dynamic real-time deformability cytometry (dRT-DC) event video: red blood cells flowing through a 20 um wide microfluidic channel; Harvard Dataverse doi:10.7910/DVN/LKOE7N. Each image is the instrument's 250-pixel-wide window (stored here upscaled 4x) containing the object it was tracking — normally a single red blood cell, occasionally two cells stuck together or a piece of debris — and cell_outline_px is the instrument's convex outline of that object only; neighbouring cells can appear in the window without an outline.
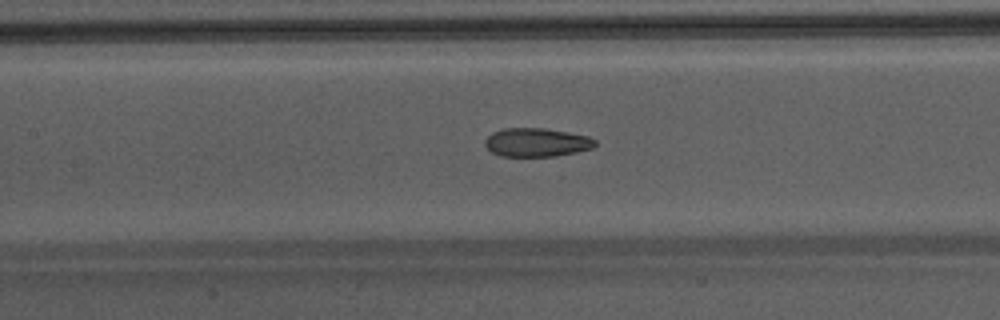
{"species": "Egyptian fruit bat (a non-hibernating species)", "species_latin": "Rousettus aegyptiacus", "temperature_condition": "warm", "stored_images_in_passage": 39, "camera_frame_rate_fps": 3000, "um_per_image_px": 0.085, "animal": {"sex": "male"}, "frame": {"image": 1, "passage_image": 15, "time_ms": 4.667, "image_size_px": [1000, 320], "cell_outline_px": [[596, 144], [592, 148], [576, 152], [556, 156], [500, 156], [492, 152], [484, 144], [484, 140], [492, 132], [504, 128], [544, 128], [568, 132], [588, 136], [596, 140]], "centroid_in_image_um": [45.6, 12.1], "position_along_channel_um": 161.8, "area_um2": 18.38}}
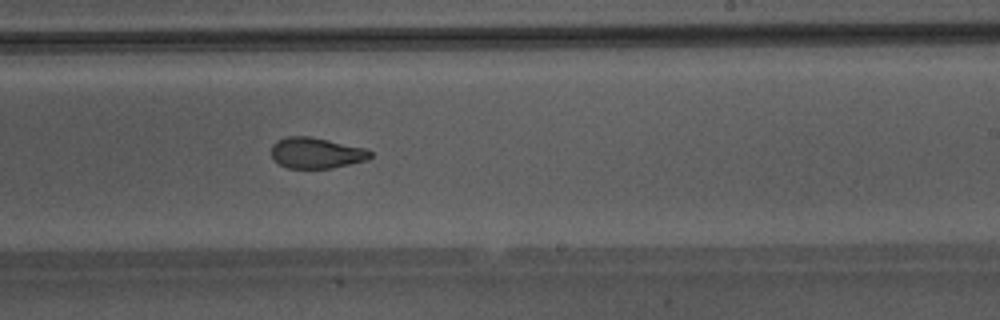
{"frame": {"image": 2, "passage_image": 22, "time_ms": 7.0, "image_size_px": [1000, 320], "cell_outline_px": [[372, 156], [368, 160], [332, 168], [288, 168], [280, 164], [272, 156], [272, 144], [276, 140], [288, 136], [308, 136], [368, 148], [372, 152]], "centroid_in_image_um": [26.92, 12.99], "position_along_channel_um": 262.1, "area_um2": 17.86}}
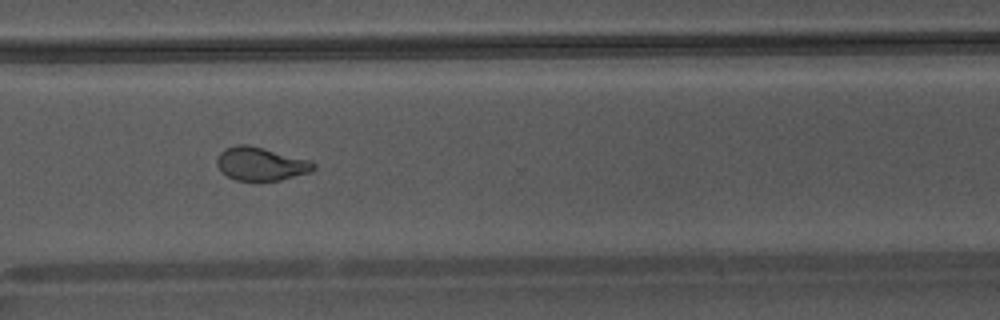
{"frame": {"image": 3, "passage_image": 28, "time_ms": 9.0, "image_size_px": [1000, 320], "cell_outline_px": [[316, 168], [308, 172], [280, 180], [236, 180], [228, 176], [216, 164], [216, 160], [220, 152], [224, 148], [236, 144], [244, 144], [264, 148], [312, 160], [316, 164]], "centroid_in_image_um": [22.18, 13.9], "position_along_channel_um": 348.4, "area_um2": 18.67}, "authors_computed_cell_mechanics": {"area_um2": 19.0162, "velocity_mm_per_s": 4.3162, "shape_relaxation_time_tau1_ms": 5.3014, "shape_relaxation_time_tau2_ms": 1.5405, "deformation_change_tau1": 0.1716, "deformation_change_tau2": 0.0738}}